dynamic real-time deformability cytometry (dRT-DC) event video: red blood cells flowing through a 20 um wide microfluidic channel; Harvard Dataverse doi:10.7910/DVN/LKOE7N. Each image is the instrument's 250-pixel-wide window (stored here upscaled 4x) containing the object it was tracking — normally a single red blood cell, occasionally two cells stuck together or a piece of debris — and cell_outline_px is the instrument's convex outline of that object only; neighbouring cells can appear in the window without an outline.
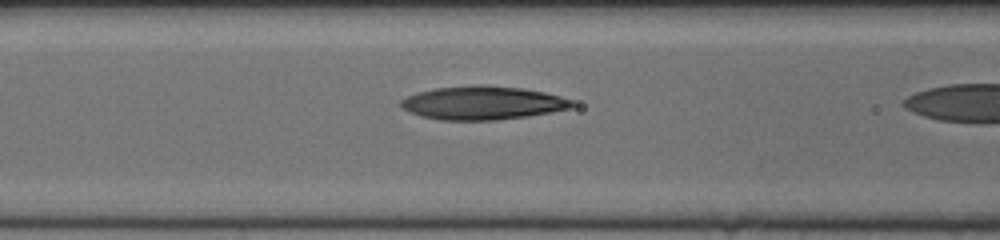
{"species": "human", "species_latin": "Homo sapiens", "temperature_condition": "cold", "stored_images_in_passage": 21, "camera_frame_rate_fps": 3000, "um_per_image_px": 0.085, "donor": {"sex": "female"}, "frame": {"image": 1, "passage_image": 20, "time_ms": 6.333, "image_size_px": [1000, 240], "cell_outline_px": [[576, 104], [572, 108], [552, 112], [528, 116], [496, 120], [440, 120], [420, 116], [408, 112], [400, 104], [400, 100], [416, 92], [436, 88], [524, 88], [544, 92], [560, 96], [572, 100]], "centroid_in_image_um": [41.05, 8.8], "position_along_channel_um": 125.6, "area_um2": 32.37}}